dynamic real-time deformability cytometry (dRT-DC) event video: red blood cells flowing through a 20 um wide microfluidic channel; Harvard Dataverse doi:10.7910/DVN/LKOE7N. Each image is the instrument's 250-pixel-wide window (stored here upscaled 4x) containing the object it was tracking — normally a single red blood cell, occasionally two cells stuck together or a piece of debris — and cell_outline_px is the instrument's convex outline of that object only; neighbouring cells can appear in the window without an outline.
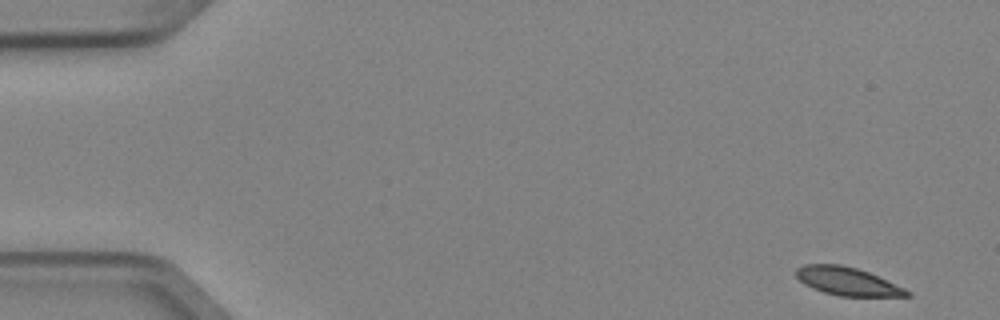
{"species": "Egyptian fruit bat (a non-hibernating species)", "species_latin": "Rousettus aegyptiacus", "temperature_condition": "cold", "stored_images_in_passage": 4, "camera_frame_rate_fps": 3000, "um_per_image_px": 0.085, "animal": {"sex": "female"}, "frame": {"image": 1, "passage_image": 1, "time_ms": 0.0, "image_size_px": [1000, 320], "cell_outline_px": [[912, 296], [840, 296], [824, 292], [812, 288], [804, 284], [796, 276], [796, 268], [804, 264], [840, 264], [856, 268], [868, 272], [904, 288], [912, 292]], "centroid_in_image_um": [72.01, 23.91], "position_along_channel_um": 13.0, "area_um2": 18.03}}
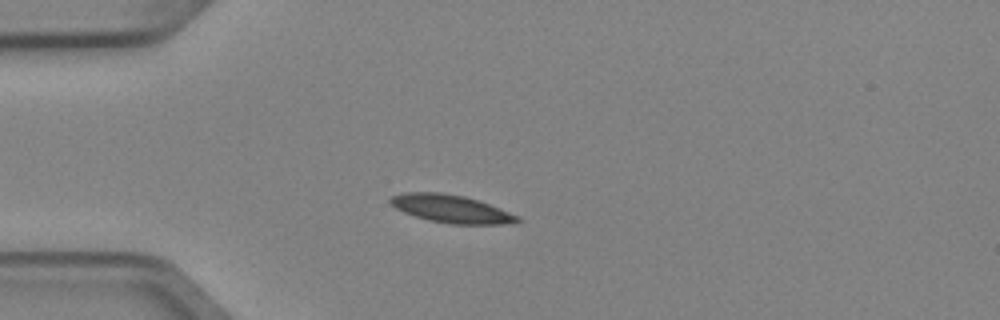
{"frame": {"image": 2, "passage_image": 4, "time_ms": 1.0, "image_size_px": [1000, 320], "cell_outline_px": [[520, 220], [516, 224], [452, 224], [428, 220], [404, 212], [396, 208], [388, 200], [392, 196], [404, 192], [444, 192], [464, 196], [500, 208], [520, 216]], "centroid_in_image_um": [38.38, 17.75], "position_along_channel_um": 46.6, "area_um2": 20.63}}